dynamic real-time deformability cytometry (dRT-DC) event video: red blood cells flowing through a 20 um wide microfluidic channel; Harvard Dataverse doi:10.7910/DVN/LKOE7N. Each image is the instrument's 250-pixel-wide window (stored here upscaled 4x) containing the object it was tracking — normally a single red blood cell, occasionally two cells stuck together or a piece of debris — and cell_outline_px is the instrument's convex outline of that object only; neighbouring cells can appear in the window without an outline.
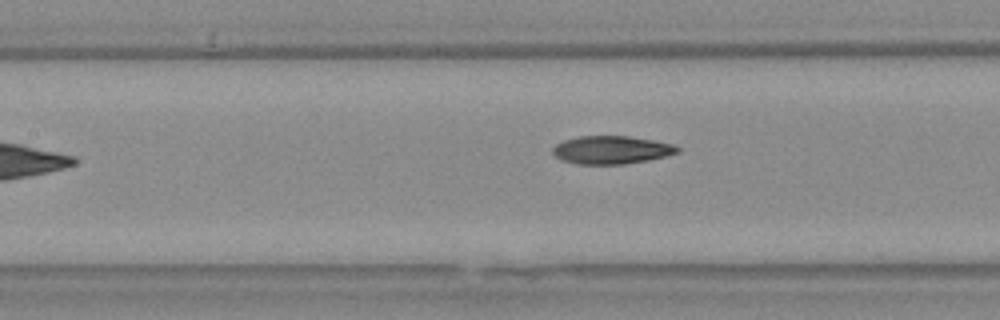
{"species": "Egyptian fruit bat (a non-hibernating species)", "species_latin": "Rousettus aegyptiacus", "temperature_condition": "warm", "stored_images_in_passage": 8, "camera_frame_rate_fps": 3000, "um_per_image_px": 0.085, "animal": {"sex": "female"}, "frame": {"image": 1, "passage_image": 8, "time_ms": 2.333, "image_size_px": [1000, 320], "cell_outline_px": [[680, 152], [648, 160], [624, 164], [576, 164], [560, 160], [552, 152], [552, 148], [556, 144], [564, 140], [580, 136], [628, 136], [676, 144], [680, 148]], "centroid_in_image_um": [51.97, 12.74], "position_along_channel_um": 155.4, "area_um2": 20.46}}